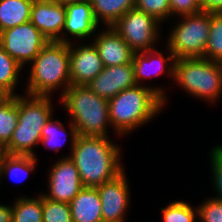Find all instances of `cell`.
Segmentation results:
<instances>
[{
	"mask_svg": "<svg viewBox=\"0 0 222 222\" xmlns=\"http://www.w3.org/2000/svg\"><path fill=\"white\" fill-rule=\"evenodd\" d=\"M68 126L71 138L68 157L77 167L84 187L96 188L124 170L121 149L109 137L80 136L71 121Z\"/></svg>",
	"mask_w": 222,
	"mask_h": 222,
	"instance_id": "1",
	"label": "cell"
},
{
	"mask_svg": "<svg viewBox=\"0 0 222 222\" xmlns=\"http://www.w3.org/2000/svg\"><path fill=\"white\" fill-rule=\"evenodd\" d=\"M162 88L135 85L108 100L112 129L119 136L134 131L160 114L167 102ZM156 115V116H155Z\"/></svg>",
	"mask_w": 222,
	"mask_h": 222,
	"instance_id": "2",
	"label": "cell"
},
{
	"mask_svg": "<svg viewBox=\"0 0 222 222\" xmlns=\"http://www.w3.org/2000/svg\"><path fill=\"white\" fill-rule=\"evenodd\" d=\"M27 95L51 96L61 89V95L71 85L69 43L49 41L30 63Z\"/></svg>",
	"mask_w": 222,
	"mask_h": 222,
	"instance_id": "3",
	"label": "cell"
},
{
	"mask_svg": "<svg viewBox=\"0 0 222 222\" xmlns=\"http://www.w3.org/2000/svg\"><path fill=\"white\" fill-rule=\"evenodd\" d=\"M60 101L68 111L80 136L109 137L111 126L108 100L98 96L87 85H70Z\"/></svg>",
	"mask_w": 222,
	"mask_h": 222,
	"instance_id": "4",
	"label": "cell"
},
{
	"mask_svg": "<svg viewBox=\"0 0 222 222\" xmlns=\"http://www.w3.org/2000/svg\"><path fill=\"white\" fill-rule=\"evenodd\" d=\"M50 96L17 95L18 123L9 144L8 155H32L41 141L42 129L53 115Z\"/></svg>",
	"mask_w": 222,
	"mask_h": 222,
	"instance_id": "5",
	"label": "cell"
},
{
	"mask_svg": "<svg viewBox=\"0 0 222 222\" xmlns=\"http://www.w3.org/2000/svg\"><path fill=\"white\" fill-rule=\"evenodd\" d=\"M173 79L194 97L216 102L222 93V63L204 57L178 58Z\"/></svg>",
	"mask_w": 222,
	"mask_h": 222,
	"instance_id": "6",
	"label": "cell"
},
{
	"mask_svg": "<svg viewBox=\"0 0 222 222\" xmlns=\"http://www.w3.org/2000/svg\"><path fill=\"white\" fill-rule=\"evenodd\" d=\"M172 29L167 46L176 59L203 57L210 31V13L181 16Z\"/></svg>",
	"mask_w": 222,
	"mask_h": 222,
	"instance_id": "7",
	"label": "cell"
},
{
	"mask_svg": "<svg viewBox=\"0 0 222 222\" xmlns=\"http://www.w3.org/2000/svg\"><path fill=\"white\" fill-rule=\"evenodd\" d=\"M160 22L137 8L129 9L112 26L134 52L155 49ZM154 46V47H153Z\"/></svg>",
	"mask_w": 222,
	"mask_h": 222,
	"instance_id": "8",
	"label": "cell"
},
{
	"mask_svg": "<svg viewBox=\"0 0 222 222\" xmlns=\"http://www.w3.org/2000/svg\"><path fill=\"white\" fill-rule=\"evenodd\" d=\"M48 42L30 21L0 32V46L22 67L31 63Z\"/></svg>",
	"mask_w": 222,
	"mask_h": 222,
	"instance_id": "9",
	"label": "cell"
},
{
	"mask_svg": "<svg viewBox=\"0 0 222 222\" xmlns=\"http://www.w3.org/2000/svg\"><path fill=\"white\" fill-rule=\"evenodd\" d=\"M96 188L101 201L103 222H125L131 201L125 171Z\"/></svg>",
	"mask_w": 222,
	"mask_h": 222,
	"instance_id": "10",
	"label": "cell"
},
{
	"mask_svg": "<svg viewBox=\"0 0 222 222\" xmlns=\"http://www.w3.org/2000/svg\"><path fill=\"white\" fill-rule=\"evenodd\" d=\"M48 178L49 193L43 195L53 201L69 203L84 187L77 167L68 156L51 167Z\"/></svg>",
	"mask_w": 222,
	"mask_h": 222,
	"instance_id": "11",
	"label": "cell"
},
{
	"mask_svg": "<svg viewBox=\"0 0 222 222\" xmlns=\"http://www.w3.org/2000/svg\"><path fill=\"white\" fill-rule=\"evenodd\" d=\"M65 19V5L56 1L34 0L31 7L30 22L49 41H59L65 43L72 42L63 34Z\"/></svg>",
	"mask_w": 222,
	"mask_h": 222,
	"instance_id": "12",
	"label": "cell"
},
{
	"mask_svg": "<svg viewBox=\"0 0 222 222\" xmlns=\"http://www.w3.org/2000/svg\"><path fill=\"white\" fill-rule=\"evenodd\" d=\"M72 45L69 43L71 85H87L104 69L103 62L93 43Z\"/></svg>",
	"mask_w": 222,
	"mask_h": 222,
	"instance_id": "13",
	"label": "cell"
},
{
	"mask_svg": "<svg viewBox=\"0 0 222 222\" xmlns=\"http://www.w3.org/2000/svg\"><path fill=\"white\" fill-rule=\"evenodd\" d=\"M137 85L133 63L104 67L87 86L98 96L112 99L119 92Z\"/></svg>",
	"mask_w": 222,
	"mask_h": 222,
	"instance_id": "14",
	"label": "cell"
},
{
	"mask_svg": "<svg viewBox=\"0 0 222 222\" xmlns=\"http://www.w3.org/2000/svg\"><path fill=\"white\" fill-rule=\"evenodd\" d=\"M104 30L95 35L93 41L104 67L132 63L134 51L131 47L112 26Z\"/></svg>",
	"mask_w": 222,
	"mask_h": 222,
	"instance_id": "15",
	"label": "cell"
},
{
	"mask_svg": "<svg viewBox=\"0 0 222 222\" xmlns=\"http://www.w3.org/2000/svg\"><path fill=\"white\" fill-rule=\"evenodd\" d=\"M166 50L169 52L166 58L162 52L157 51V49L134 52L132 63L137 85H143L141 84L143 80H147V78L151 79L153 76L156 77L157 75H164L166 72H169L168 75L170 74L174 77L176 58L168 47ZM168 61L170 64H167L169 63Z\"/></svg>",
	"mask_w": 222,
	"mask_h": 222,
	"instance_id": "16",
	"label": "cell"
},
{
	"mask_svg": "<svg viewBox=\"0 0 222 222\" xmlns=\"http://www.w3.org/2000/svg\"><path fill=\"white\" fill-rule=\"evenodd\" d=\"M66 19L63 33L76 39H87L93 35L100 26L93 14L90 1L67 4ZM65 31V32H64Z\"/></svg>",
	"mask_w": 222,
	"mask_h": 222,
	"instance_id": "17",
	"label": "cell"
},
{
	"mask_svg": "<svg viewBox=\"0 0 222 222\" xmlns=\"http://www.w3.org/2000/svg\"><path fill=\"white\" fill-rule=\"evenodd\" d=\"M69 205L73 222H103L97 188L83 187Z\"/></svg>",
	"mask_w": 222,
	"mask_h": 222,
	"instance_id": "18",
	"label": "cell"
},
{
	"mask_svg": "<svg viewBox=\"0 0 222 222\" xmlns=\"http://www.w3.org/2000/svg\"><path fill=\"white\" fill-rule=\"evenodd\" d=\"M34 0H0V32L30 21Z\"/></svg>",
	"mask_w": 222,
	"mask_h": 222,
	"instance_id": "19",
	"label": "cell"
},
{
	"mask_svg": "<svg viewBox=\"0 0 222 222\" xmlns=\"http://www.w3.org/2000/svg\"><path fill=\"white\" fill-rule=\"evenodd\" d=\"M98 24L113 26L129 9L135 8L136 0H90Z\"/></svg>",
	"mask_w": 222,
	"mask_h": 222,
	"instance_id": "20",
	"label": "cell"
},
{
	"mask_svg": "<svg viewBox=\"0 0 222 222\" xmlns=\"http://www.w3.org/2000/svg\"><path fill=\"white\" fill-rule=\"evenodd\" d=\"M36 158V154L34 156L6 154L1 162L0 180L7 175L15 181H24L34 171L37 164Z\"/></svg>",
	"mask_w": 222,
	"mask_h": 222,
	"instance_id": "21",
	"label": "cell"
},
{
	"mask_svg": "<svg viewBox=\"0 0 222 222\" xmlns=\"http://www.w3.org/2000/svg\"><path fill=\"white\" fill-rule=\"evenodd\" d=\"M42 194L38 197H19L13 203L12 222H43Z\"/></svg>",
	"mask_w": 222,
	"mask_h": 222,
	"instance_id": "22",
	"label": "cell"
},
{
	"mask_svg": "<svg viewBox=\"0 0 222 222\" xmlns=\"http://www.w3.org/2000/svg\"><path fill=\"white\" fill-rule=\"evenodd\" d=\"M17 123V96L14 95L7 102L0 105V145L4 148L9 144Z\"/></svg>",
	"mask_w": 222,
	"mask_h": 222,
	"instance_id": "23",
	"label": "cell"
},
{
	"mask_svg": "<svg viewBox=\"0 0 222 222\" xmlns=\"http://www.w3.org/2000/svg\"><path fill=\"white\" fill-rule=\"evenodd\" d=\"M23 67L16 62L1 46H0V85L7 89L13 96L15 87L19 83V74Z\"/></svg>",
	"mask_w": 222,
	"mask_h": 222,
	"instance_id": "24",
	"label": "cell"
},
{
	"mask_svg": "<svg viewBox=\"0 0 222 222\" xmlns=\"http://www.w3.org/2000/svg\"><path fill=\"white\" fill-rule=\"evenodd\" d=\"M204 58L222 63V13H210V31Z\"/></svg>",
	"mask_w": 222,
	"mask_h": 222,
	"instance_id": "25",
	"label": "cell"
},
{
	"mask_svg": "<svg viewBox=\"0 0 222 222\" xmlns=\"http://www.w3.org/2000/svg\"><path fill=\"white\" fill-rule=\"evenodd\" d=\"M161 212L164 222H195L198 219V209L184 201H172L161 208Z\"/></svg>",
	"mask_w": 222,
	"mask_h": 222,
	"instance_id": "26",
	"label": "cell"
},
{
	"mask_svg": "<svg viewBox=\"0 0 222 222\" xmlns=\"http://www.w3.org/2000/svg\"><path fill=\"white\" fill-rule=\"evenodd\" d=\"M53 117L54 116H52L43 127L40 143L44 144L49 149H54L57 152L63 143L66 142L68 133L66 132L62 122L54 120ZM63 136L65 138H63Z\"/></svg>",
	"mask_w": 222,
	"mask_h": 222,
	"instance_id": "27",
	"label": "cell"
},
{
	"mask_svg": "<svg viewBox=\"0 0 222 222\" xmlns=\"http://www.w3.org/2000/svg\"><path fill=\"white\" fill-rule=\"evenodd\" d=\"M43 222H73L69 203L53 201L42 194Z\"/></svg>",
	"mask_w": 222,
	"mask_h": 222,
	"instance_id": "28",
	"label": "cell"
},
{
	"mask_svg": "<svg viewBox=\"0 0 222 222\" xmlns=\"http://www.w3.org/2000/svg\"><path fill=\"white\" fill-rule=\"evenodd\" d=\"M135 8L154 17L160 23L171 17L169 0H136Z\"/></svg>",
	"mask_w": 222,
	"mask_h": 222,
	"instance_id": "29",
	"label": "cell"
},
{
	"mask_svg": "<svg viewBox=\"0 0 222 222\" xmlns=\"http://www.w3.org/2000/svg\"><path fill=\"white\" fill-rule=\"evenodd\" d=\"M200 222H222V200L209 198L197 207Z\"/></svg>",
	"mask_w": 222,
	"mask_h": 222,
	"instance_id": "30",
	"label": "cell"
},
{
	"mask_svg": "<svg viewBox=\"0 0 222 222\" xmlns=\"http://www.w3.org/2000/svg\"><path fill=\"white\" fill-rule=\"evenodd\" d=\"M213 186L217 193L215 198L222 200V151L215 146L210 152Z\"/></svg>",
	"mask_w": 222,
	"mask_h": 222,
	"instance_id": "31",
	"label": "cell"
},
{
	"mask_svg": "<svg viewBox=\"0 0 222 222\" xmlns=\"http://www.w3.org/2000/svg\"><path fill=\"white\" fill-rule=\"evenodd\" d=\"M171 16L194 15L202 12L200 0H169Z\"/></svg>",
	"mask_w": 222,
	"mask_h": 222,
	"instance_id": "32",
	"label": "cell"
},
{
	"mask_svg": "<svg viewBox=\"0 0 222 222\" xmlns=\"http://www.w3.org/2000/svg\"><path fill=\"white\" fill-rule=\"evenodd\" d=\"M202 12L222 13V0H200Z\"/></svg>",
	"mask_w": 222,
	"mask_h": 222,
	"instance_id": "33",
	"label": "cell"
},
{
	"mask_svg": "<svg viewBox=\"0 0 222 222\" xmlns=\"http://www.w3.org/2000/svg\"><path fill=\"white\" fill-rule=\"evenodd\" d=\"M13 205L0 204V222H12Z\"/></svg>",
	"mask_w": 222,
	"mask_h": 222,
	"instance_id": "34",
	"label": "cell"
},
{
	"mask_svg": "<svg viewBox=\"0 0 222 222\" xmlns=\"http://www.w3.org/2000/svg\"><path fill=\"white\" fill-rule=\"evenodd\" d=\"M13 95L0 85V105L7 102Z\"/></svg>",
	"mask_w": 222,
	"mask_h": 222,
	"instance_id": "35",
	"label": "cell"
},
{
	"mask_svg": "<svg viewBox=\"0 0 222 222\" xmlns=\"http://www.w3.org/2000/svg\"><path fill=\"white\" fill-rule=\"evenodd\" d=\"M85 1H90V0H56V2H59L63 5L80 3V2H85Z\"/></svg>",
	"mask_w": 222,
	"mask_h": 222,
	"instance_id": "36",
	"label": "cell"
},
{
	"mask_svg": "<svg viewBox=\"0 0 222 222\" xmlns=\"http://www.w3.org/2000/svg\"><path fill=\"white\" fill-rule=\"evenodd\" d=\"M6 155L5 148L0 145V167L3 157Z\"/></svg>",
	"mask_w": 222,
	"mask_h": 222,
	"instance_id": "37",
	"label": "cell"
},
{
	"mask_svg": "<svg viewBox=\"0 0 222 222\" xmlns=\"http://www.w3.org/2000/svg\"><path fill=\"white\" fill-rule=\"evenodd\" d=\"M217 147L222 151V145H218Z\"/></svg>",
	"mask_w": 222,
	"mask_h": 222,
	"instance_id": "38",
	"label": "cell"
}]
</instances>
